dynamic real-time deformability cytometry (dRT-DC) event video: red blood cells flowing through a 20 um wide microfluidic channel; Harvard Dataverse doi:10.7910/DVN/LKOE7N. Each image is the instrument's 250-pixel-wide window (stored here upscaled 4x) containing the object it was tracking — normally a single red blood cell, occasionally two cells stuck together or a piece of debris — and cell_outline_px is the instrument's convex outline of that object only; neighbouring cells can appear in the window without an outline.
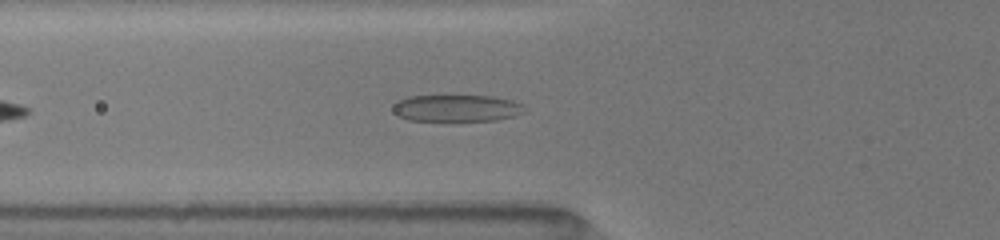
{"species": "common noctule bat (a hibernating species)", "species_latin": "Nyctalus noctula", "temperature_condition": "room temperature", "stored_images_in_passage": 25, "camera_frame_rate_fps": 3000, "um_per_image_px": 0.085, "animal": {"sex": "female", "body_mass_g": 19.5, "forearm_length_mm": 54.1}, "frame": {"image": 1, "passage_image": 6, "time_ms": 1.333, "image_size_px": [1000, 240], "cell_outline_px": [[524, 112], [512, 116], [496, 120], [408, 120], [392, 112], [392, 108], [400, 100], [408, 96], [492, 96], [512, 100], [524, 104]], "centroid_in_image_um": [38.83, 9.18], "position_along_channel_um": 87.0, "area_um2": 20.29}}
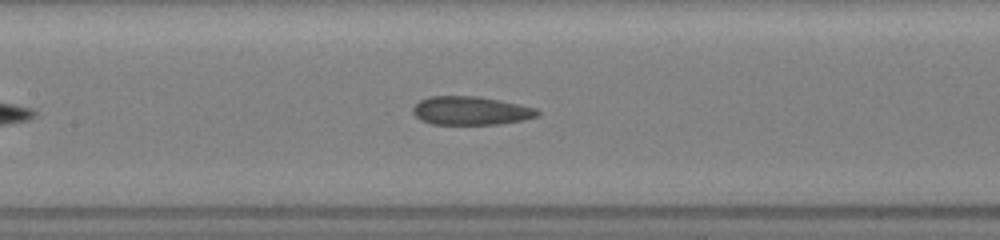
{"frame": {"image": 2, "passage_image": 11, "time_ms": 3.333, "image_size_px": [1000, 240], "cell_outline_px": [[540, 116], [524, 120], [500, 124], [432, 124], [420, 120], [412, 112], [412, 108], [420, 100], [428, 96], [480, 96], [520, 104], [536, 108], [540, 112]], "centroid_in_image_um": [40.04, 9.41], "position_along_channel_um": 167.4, "area_um2": 20.92}}
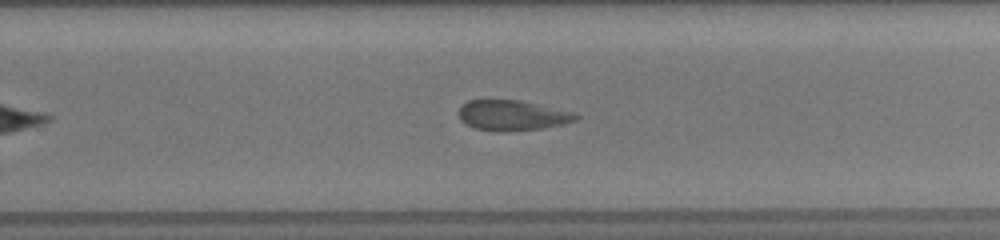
{"frame": {"image": 3, "passage_image": 24, "time_ms": 6.333, "image_size_px": [1000, 240], "cell_outline_px": [[580, 116], [576, 120], [564, 124], [544, 128], [476, 128], [464, 124], [460, 120], [460, 104], [468, 100], [520, 100], [576, 112]], "centroid_in_image_um": [43.59, 9.74], "position_along_channel_um": 286.2, "area_um2": 19.88}}